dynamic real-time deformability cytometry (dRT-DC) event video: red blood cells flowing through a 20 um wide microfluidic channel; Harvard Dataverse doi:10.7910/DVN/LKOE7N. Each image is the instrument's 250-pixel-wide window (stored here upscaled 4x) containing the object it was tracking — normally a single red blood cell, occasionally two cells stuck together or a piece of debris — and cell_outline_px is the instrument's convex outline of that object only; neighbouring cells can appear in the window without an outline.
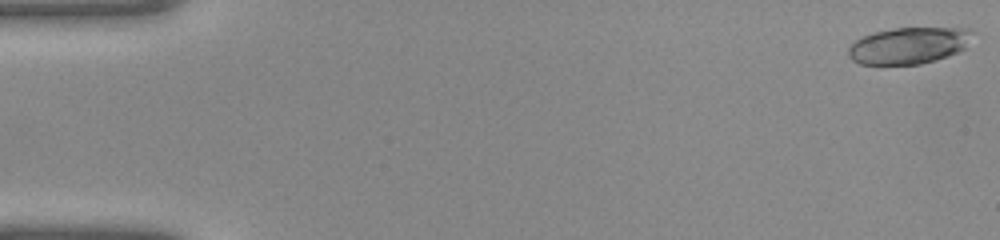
{"species": "common noctule bat (a hibernating species)", "species_latin": "Nyctalus noctula", "temperature_condition": "warm", "stored_images_in_passage": 9, "camera_frame_rate_fps": 3000, "um_per_image_px": 0.085, "animal": {"sex": "female", "body_mass_g": 22.0, "forearm_length_mm": 56.7}, "frame": {"image": 1, "passage_image": 1, "time_ms": 0.0, "image_size_px": [1000, 240], "cell_outline_px": [[972, 32], [964, 48], [948, 56], [936, 60], [920, 64], [860, 64], [852, 60], [848, 56], [848, 48], [856, 40], [872, 32], [896, 28], [968, 28]], "centroid_in_image_um": [77.2, 3.87], "position_along_channel_um": 7.8, "area_um2": 26.18}}